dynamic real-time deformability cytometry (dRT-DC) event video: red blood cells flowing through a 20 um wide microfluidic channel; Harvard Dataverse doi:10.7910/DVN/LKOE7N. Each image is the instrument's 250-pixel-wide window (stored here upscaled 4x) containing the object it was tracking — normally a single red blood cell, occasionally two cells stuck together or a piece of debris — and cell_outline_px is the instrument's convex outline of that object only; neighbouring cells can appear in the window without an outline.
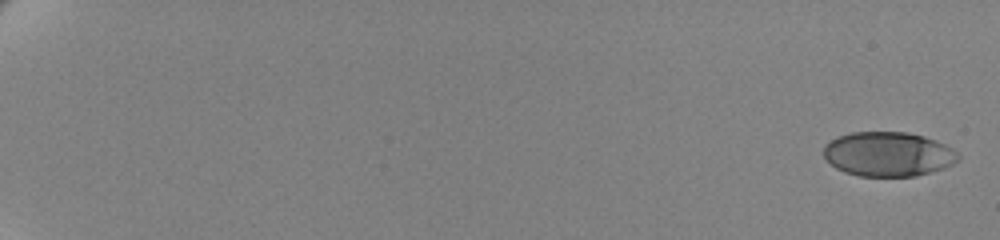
{"species": "human", "species_latin": "Homo sapiens", "temperature_condition": "cold", "stored_images_in_passage": 61, "camera_frame_rate_fps": 3000, "um_per_image_px": 0.085, "donor": {"sex": "female"}, "frame": {"image": 1, "passage_image": 1, "time_ms": 0.0, "image_size_px": [1000, 240], "cell_outline_px": [[960, 156], [952, 164], [944, 168], [916, 176], [860, 176], [844, 172], [836, 168], [824, 156], [824, 148], [832, 140], [840, 136], [852, 132], [908, 132], [924, 136], [936, 140], [952, 148]], "centroid_in_image_um": [75.52, 13.1], "position_along_channel_um": 9.5, "area_um2": 34.62}}
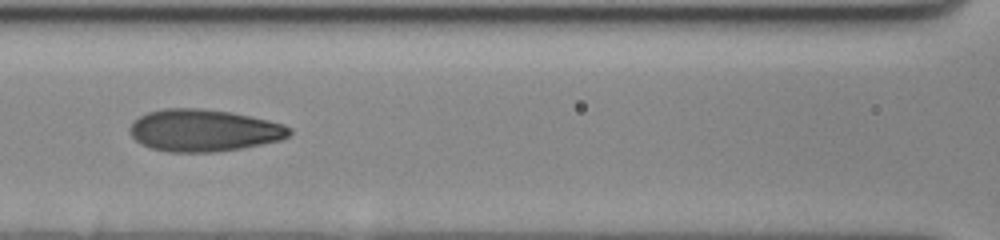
{"frame": {"image": 2, "passage_image": 32, "time_ms": 10.333, "image_size_px": [1000, 240], "cell_outline_px": [[292, 132], [288, 136], [280, 140], [240, 148], [216, 152], [168, 152], [148, 148], [140, 144], [132, 136], [128, 128], [140, 116], [148, 112], [164, 108], [200, 108], [232, 112], [252, 116], [284, 124], [292, 128]], "centroid_in_image_um": [17.32, 11.08], "position_along_channel_um": 149.3, "area_um2": 39.3}}
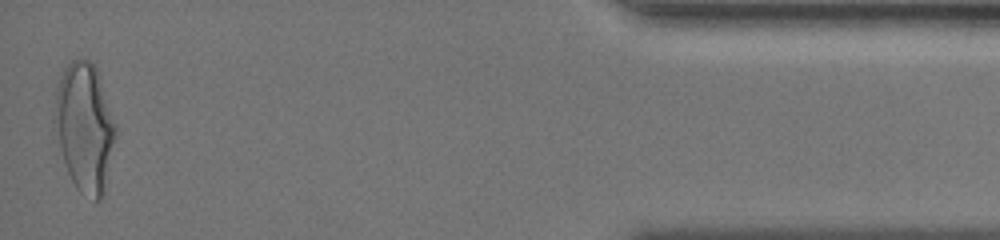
{"frame": {"image": 3, "passage_image": 61, "time_ms": 20.0, "image_size_px": [1000, 240], "cell_outline_px": [[116, 132], [104, 196], [100, 200], [96, 200], [80, 192], [76, 188], [68, 172], [60, 148], [52, 120], [56, 92], [60, 76], [68, 60], [88, 60], [96, 68], [116, 124]], "centroid_in_image_um": [7.18, 10.82], "position_along_channel_um": 428.0, "area_um2": 45.6}, "authors_computed_cell_mechanics": {"area_um2": 37.57, "velocity_mm_per_s": 3.4772, "shape_relaxation_time_tau1_ms": 5.1641, "shape_relaxation_time_tau2_ms": 1.0271, "deformation_change_tau1": 0.1765, "deformation_change_tau2": 0.0769}}